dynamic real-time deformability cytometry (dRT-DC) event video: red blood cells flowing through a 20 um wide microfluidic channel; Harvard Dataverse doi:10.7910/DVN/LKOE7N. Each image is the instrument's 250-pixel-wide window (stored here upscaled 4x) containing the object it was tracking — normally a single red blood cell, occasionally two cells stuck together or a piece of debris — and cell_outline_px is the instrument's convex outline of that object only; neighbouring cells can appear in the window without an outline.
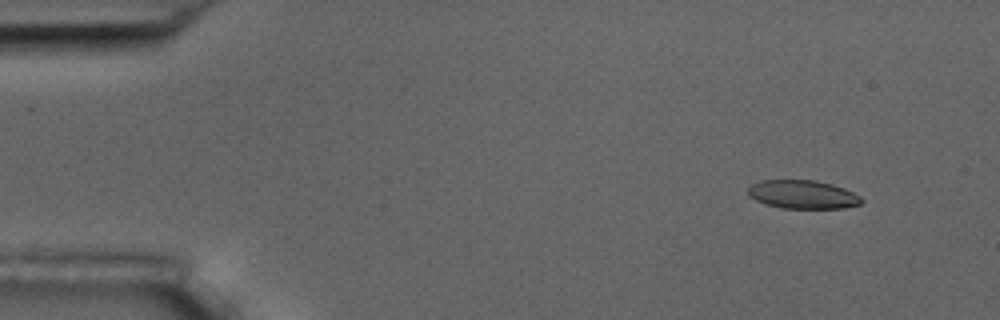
{"species": "common noctule bat (a hibernating species)", "species_latin": "Nyctalus noctula", "temperature_condition": "room temperature", "stored_images_in_passage": 5, "camera_frame_rate_fps": 3000, "um_per_image_px": 0.085, "animal": {"sex": "male", "body_mass_g": 17.5, "forearm_length_mm": 52.3}, "frame": {"image": 1, "passage_image": 2, "time_ms": 1.333, "image_size_px": [1000, 320], "cell_outline_px": [[864, 200], [860, 204], [844, 208], [780, 208], [764, 204], [756, 200], [748, 192], [748, 188], [752, 184], [760, 180], [816, 180], [832, 184], [844, 188], [860, 196]], "centroid_in_image_um": [68.24, 16.53], "position_along_channel_um": 16.8, "area_um2": 18.84}}
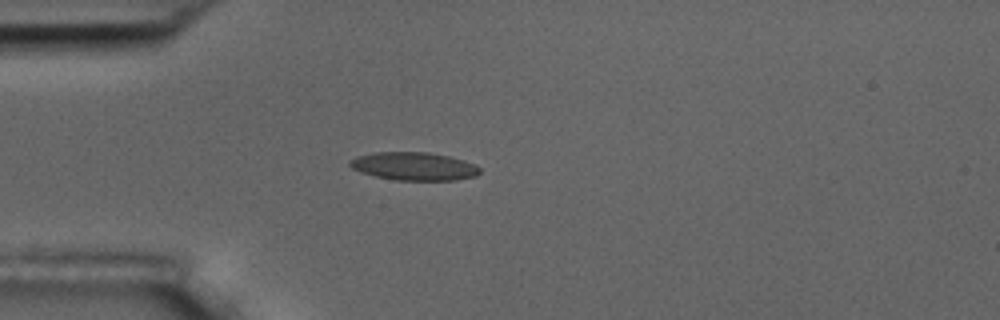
{"frame": {"image": 2, "passage_image": 5, "time_ms": 4.667, "image_size_px": [1000, 320], "cell_outline_px": [[480, 172], [476, 176], [456, 180], [396, 180], [376, 176], [360, 172], [352, 168], [348, 164], [356, 156], [376, 152], [428, 152], [448, 156], [464, 160], [476, 164], [480, 168]], "centroid_in_image_um": [35.21, 14.13], "position_along_channel_um": 49.8, "area_um2": 21.27}}